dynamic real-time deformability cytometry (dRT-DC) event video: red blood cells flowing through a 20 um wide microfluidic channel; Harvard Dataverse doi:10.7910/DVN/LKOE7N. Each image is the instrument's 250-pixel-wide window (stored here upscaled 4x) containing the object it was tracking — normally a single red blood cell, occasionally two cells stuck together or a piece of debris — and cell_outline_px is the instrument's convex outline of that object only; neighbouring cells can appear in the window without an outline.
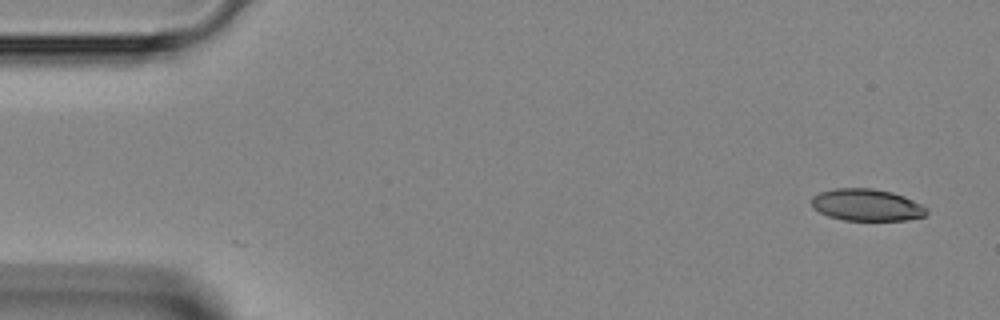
{"species": "Egyptian fruit bat (a non-hibernating species)", "species_latin": "Rousettus aegyptiacus", "temperature_condition": "room temperature", "stored_images_in_passage": 44, "camera_frame_rate_fps": 3000, "um_per_image_px": 0.085, "animal": {"sex": "female"}, "frame": {"image": 1, "passage_image": 1, "time_ms": 0.0, "image_size_px": [1000, 320], "cell_outline_px": [[928, 212], [924, 216], [908, 220], [844, 220], [828, 216], [812, 208], [812, 196], [820, 192], [836, 188], [872, 188], [892, 192], [904, 196], [928, 208]], "centroid_in_image_um": [73.67, 17.42], "position_along_channel_um": 11.3, "area_um2": 21.44}}
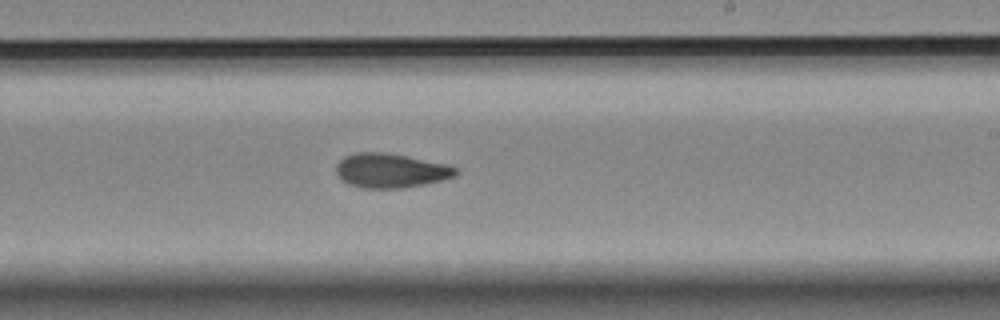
{"frame": {"image": 2, "passage_image": 25, "time_ms": 8.0, "image_size_px": [1000, 320], "cell_outline_px": [[456, 176], [424, 184], [400, 188], [364, 188], [348, 184], [340, 180], [336, 176], [336, 164], [344, 156], [356, 152], [384, 152], [448, 164], [456, 168]], "centroid_in_image_um": [33.15, 14.5], "position_along_channel_um": 255.9, "area_um2": 23.93}}
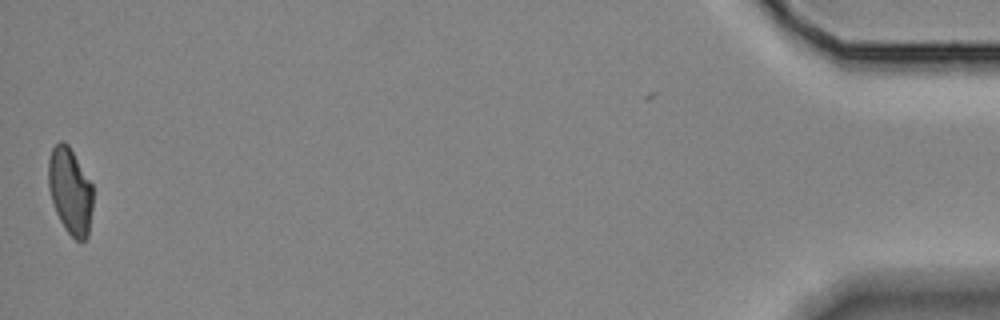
{"frame": {"image": 3, "passage_image": 43, "time_ms": 14.0, "image_size_px": [1000, 320], "cell_outline_px": [[92, 208], [88, 236], [84, 240], [76, 240], [64, 228], [56, 212], [48, 188], [48, 160], [52, 148], [60, 140], [64, 140], [68, 144], [92, 184]], "centroid_in_image_um": [5.95, 16.21], "position_along_channel_um": 429.2, "area_um2": 22.37}}